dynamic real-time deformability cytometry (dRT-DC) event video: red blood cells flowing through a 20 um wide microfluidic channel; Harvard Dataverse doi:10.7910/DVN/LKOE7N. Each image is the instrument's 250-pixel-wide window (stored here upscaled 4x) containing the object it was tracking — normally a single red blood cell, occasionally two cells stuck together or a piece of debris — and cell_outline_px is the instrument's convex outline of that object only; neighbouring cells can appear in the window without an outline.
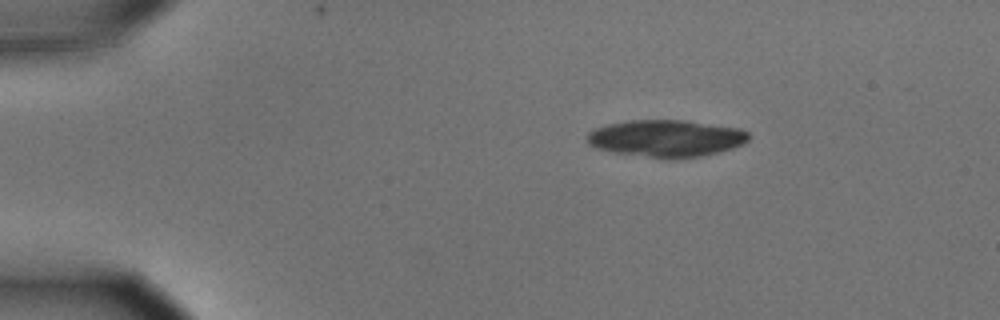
{"species": "common noctule bat (a hibernating species)", "species_latin": "Nyctalus noctula", "temperature_condition": "cold", "stored_images_in_passage": 48, "camera_frame_rate_fps": 3000, "um_per_image_px": 0.085, "animal": {"sex": "male", "body_mass_g": 15.6}, "frame": {"image": 1, "passage_image": 1, "time_ms": 0.0, "image_size_px": [1000, 320], "cell_outline_px": [[748, 140], [744, 144], [732, 148], [700, 156], [648, 156], [612, 152], [596, 148], [588, 144], [588, 132], [596, 128], [608, 124], [628, 120], [688, 120], [740, 128], [748, 132]], "centroid_in_image_um": [56.63, 11.72], "position_along_channel_um": 28.4, "area_um2": 34.16}}
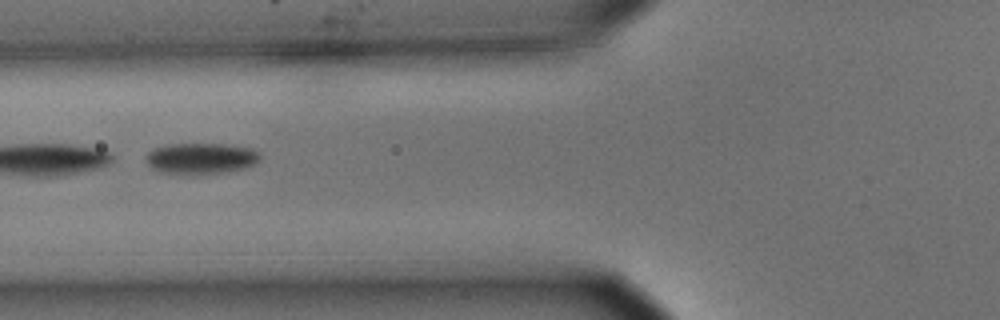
{"frame": {"image": 2, "passage_image": 14, "time_ms": 4.333, "image_size_px": [1000, 320], "cell_outline_px": [[260, 160], [244, 168], [224, 172], [160, 172], [152, 168], [144, 160], [144, 156], [152, 148], [172, 144], [224, 144], [252, 148], [260, 152]], "centroid_in_image_um": [17.07, 13.42], "position_along_channel_um": 108.7, "area_um2": 20.17}}
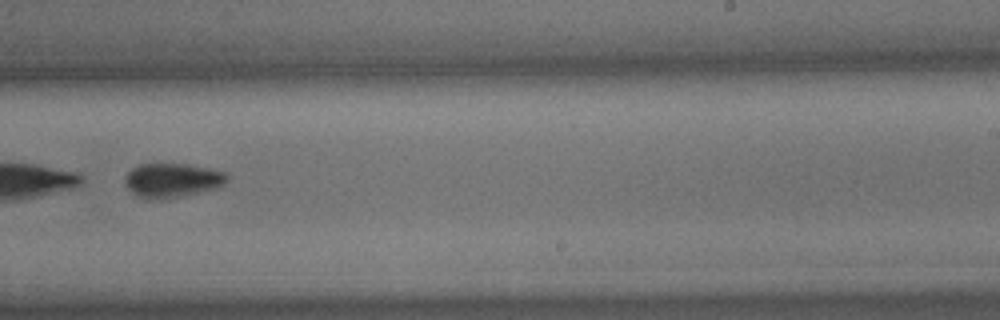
{"frame": {"image": 3, "passage_image": 28, "time_ms": 9.0, "image_size_px": [1000, 320], "cell_outline_px": [[228, 180], [220, 188], [160, 200], [152, 200], [140, 196], [132, 192], [124, 184], [124, 176], [132, 168], [140, 164], [184, 164], [208, 168], [228, 172]], "centroid_in_image_um": [14.66, 15.33], "position_along_channel_um": 274.3, "area_um2": 20.52}, "authors_computed_cell_mechanics": {"area_um2": 21.675, "velocity_mm_per_s": 3.5449, "shape_relaxation_time_tau1_ms": 2.3119, "shape_relaxation_time_tau2_ms": null, "deformation_change_tau1": 0.086, "deformation_change_tau2": null}}